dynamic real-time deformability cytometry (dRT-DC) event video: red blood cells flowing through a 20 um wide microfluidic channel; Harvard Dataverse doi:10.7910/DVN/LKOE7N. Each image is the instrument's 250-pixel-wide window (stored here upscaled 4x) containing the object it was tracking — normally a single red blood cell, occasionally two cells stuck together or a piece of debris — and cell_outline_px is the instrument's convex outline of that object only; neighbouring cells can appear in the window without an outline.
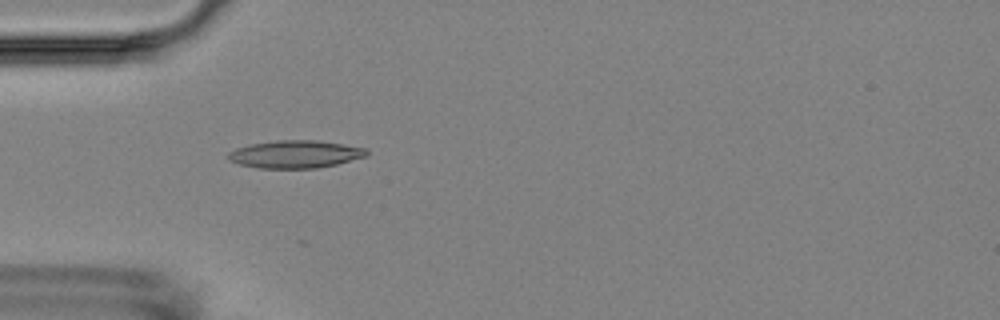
{"species": "Egyptian fruit bat (a non-hibernating species)", "species_latin": "Rousettus aegyptiacus", "temperature_condition": "room temperature", "stored_images_in_passage": 6, "camera_frame_rate_fps": 3000, "um_per_image_px": 0.085, "animal": {"sex": "female"}, "frame": {"image": 1, "passage_image": 5, "time_ms": 4.667, "image_size_px": [1000, 320], "cell_outline_px": [[368, 156], [336, 164], [316, 168], [260, 168], [240, 164], [232, 160], [228, 156], [228, 152], [236, 148], [248, 144], [276, 140], [316, 140], [344, 144], [368, 148]], "centroid_in_image_um": [25.14, 13.09], "position_along_channel_um": 59.9, "area_um2": 22.31}}
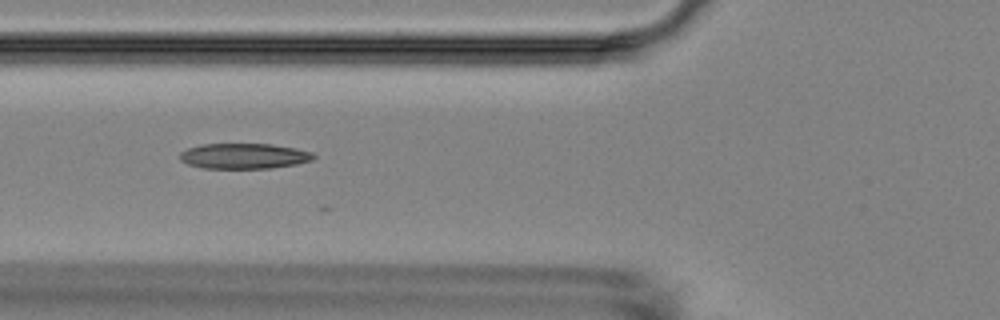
{"frame": {"image": 2, "passage_image": 6, "time_ms": 6.0, "image_size_px": [1000, 320], "cell_outline_px": [[316, 156], [312, 160], [296, 164], [272, 168], [200, 168], [188, 164], [180, 160], [180, 152], [188, 148], [200, 144], [272, 144], [296, 148], [312, 152]], "centroid_in_image_um": [20.73, 13.26], "position_along_channel_um": 105.1, "area_um2": 19.88}}